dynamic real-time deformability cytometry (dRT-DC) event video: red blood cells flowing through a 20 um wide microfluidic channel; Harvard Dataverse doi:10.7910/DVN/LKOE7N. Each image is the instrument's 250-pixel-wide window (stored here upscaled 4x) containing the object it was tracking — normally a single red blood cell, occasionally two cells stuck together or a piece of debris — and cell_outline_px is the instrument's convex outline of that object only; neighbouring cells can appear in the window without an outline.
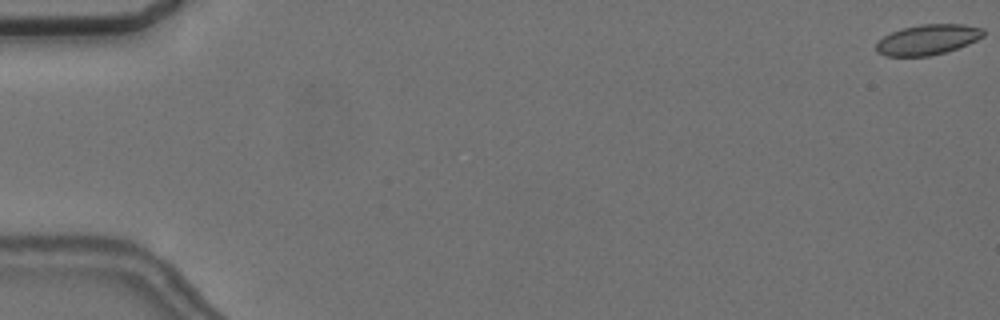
{"species": "common noctule bat (a hibernating species)", "species_latin": "Nyctalus noctula", "temperature_condition": "cold", "stored_images_in_passage": 5, "camera_frame_rate_fps": 3000, "um_per_image_px": 0.085, "animal": {"sex": "female", "body_mass_g": 24.6, "forearm_length_mm": 56.2}, "frame": {"image": 1, "passage_image": 1, "time_ms": 0.0, "image_size_px": [1000, 320], "cell_outline_px": [[984, 36], [968, 44], [944, 52], [928, 56], [884, 56], [876, 52], [876, 44], [884, 36], [900, 28], [920, 24], [964, 24], [984, 28]], "centroid_in_image_um": [78.85, 3.36], "position_along_channel_um": 6.2, "area_um2": 18.96}}